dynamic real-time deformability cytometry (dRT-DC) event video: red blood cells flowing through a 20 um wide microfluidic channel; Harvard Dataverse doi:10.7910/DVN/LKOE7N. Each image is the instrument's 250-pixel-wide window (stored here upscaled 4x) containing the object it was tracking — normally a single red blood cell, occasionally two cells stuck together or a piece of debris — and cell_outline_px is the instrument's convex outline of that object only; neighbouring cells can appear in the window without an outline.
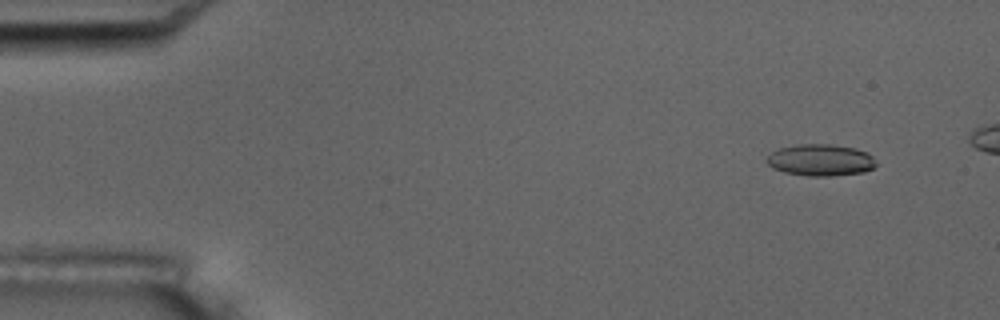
{"species": "common noctule bat (a hibernating species)", "species_latin": "Nyctalus noctula", "temperature_condition": "room temperature", "stored_images_in_passage": 12, "camera_frame_rate_fps": 3000, "um_per_image_px": 0.085, "animal": {"sex": "male", "body_mass_g": 17.5, "forearm_length_mm": 52.3}, "frame": {"image": 1, "passage_image": 2, "time_ms": 1.333, "image_size_px": [1000, 320], "cell_outline_px": [[876, 164], [872, 168], [864, 172], [832, 176], [808, 176], [784, 172], [772, 168], [764, 160], [772, 152], [780, 148], [796, 144], [832, 144], [856, 148], [868, 152], [872, 156]], "centroid_in_image_um": [69.74, 13.6], "position_along_channel_um": 15.3, "area_um2": 20.35}}